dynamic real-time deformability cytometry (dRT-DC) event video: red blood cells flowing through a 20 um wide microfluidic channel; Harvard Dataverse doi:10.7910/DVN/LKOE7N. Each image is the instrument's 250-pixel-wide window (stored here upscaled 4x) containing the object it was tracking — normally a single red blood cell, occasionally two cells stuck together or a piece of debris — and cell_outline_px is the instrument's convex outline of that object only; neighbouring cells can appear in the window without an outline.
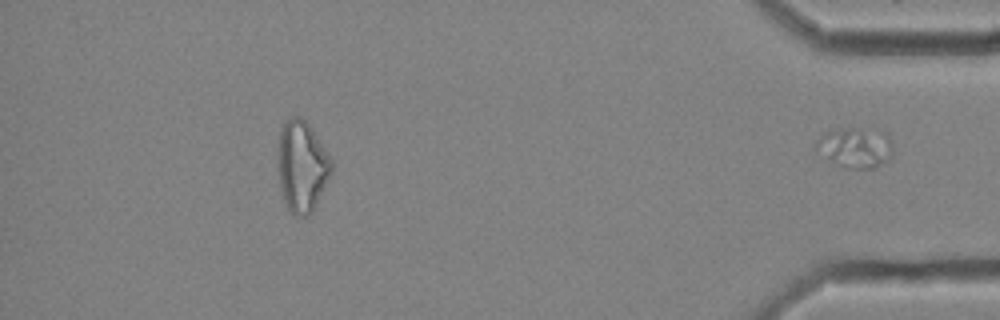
{"species": "common noctule bat (a hibernating species)", "species_latin": "Nyctalus noctula", "temperature_condition": "cold", "stored_images_in_passage": 52, "segment_of_instrument_passage": [3, 3], "camera_frame_rate_fps": 3000, "um_per_image_px": 0.085, "animal": {"sex": "female", "body_mass_g": 25.1}, "frame": {"image": 1, "passage_image": 52, "time_ms": 17.0, "image_size_px": [1000, 320], "cell_outline_px": [[892, 156], [888, 160], [876, 168], [848, 168], [828, 160], [812, 148], [816, 140], [824, 132], [852, 128], [860, 128], [888, 132]], "centroid_in_image_um": [72.67, 12.54], "position_along_channel_um": 362.5, "area_um2": 18.09}}